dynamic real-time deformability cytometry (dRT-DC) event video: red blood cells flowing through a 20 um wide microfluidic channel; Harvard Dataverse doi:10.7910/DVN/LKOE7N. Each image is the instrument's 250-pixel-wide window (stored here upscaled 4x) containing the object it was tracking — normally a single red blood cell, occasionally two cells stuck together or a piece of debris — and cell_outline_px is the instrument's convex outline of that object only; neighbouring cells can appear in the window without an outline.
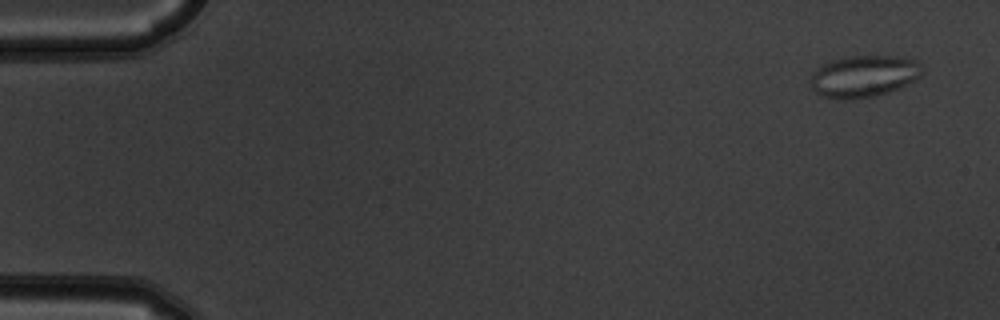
{"species": "common noctule bat (a hibernating species)", "species_latin": "Nyctalus noctula", "temperature_condition": "warm", "stored_images_in_passage": 5, "camera_frame_rate_fps": 3000, "um_per_image_px": 0.085, "animal": {"sex": "male", "body_mass_g": 19.5, "forearm_length_mm": 54.6}, "frame": {"image": 1, "passage_image": 1, "time_ms": 0.0, "image_size_px": [1000, 320], "cell_outline_px": [[924, 72], [916, 80], [888, 92], [872, 96], [824, 96], [816, 92], [812, 88], [808, 80], [812, 72], [824, 64], [832, 60], [852, 56], [896, 56], [916, 60], [920, 64]], "centroid_in_image_um": [73.46, 6.43], "position_along_channel_um": 11.5, "area_um2": 26.41}}